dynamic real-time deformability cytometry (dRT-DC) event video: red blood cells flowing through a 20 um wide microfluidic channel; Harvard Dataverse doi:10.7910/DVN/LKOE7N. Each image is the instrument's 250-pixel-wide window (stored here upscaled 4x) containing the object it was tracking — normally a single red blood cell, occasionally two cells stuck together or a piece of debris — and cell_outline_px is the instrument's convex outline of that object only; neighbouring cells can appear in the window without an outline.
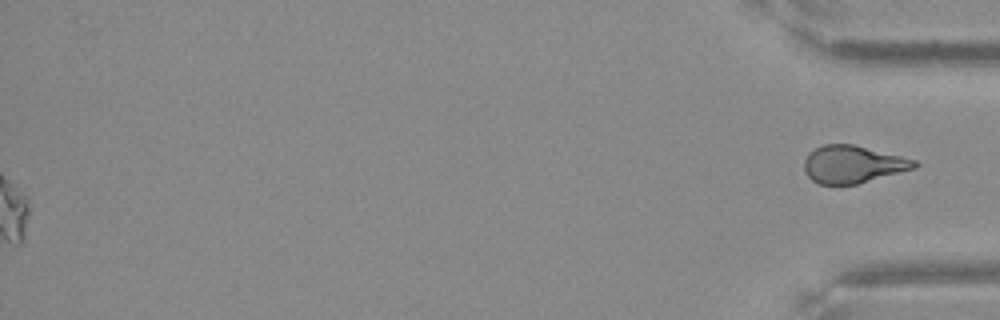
{"species": "Egyptian fruit bat (a non-hibernating species)", "species_latin": "Rousettus aegyptiacus", "temperature_condition": "warm", "stored_images_in_passage": 53, "segment_of_instrument_passage": [2, 2], "camera_frame_rate_fps": 3000, "um_per_image_px": 0.085, "frame": {"image": 1, "passage_image": 53, "time_ms": 17.333, "image_size_px": [1000, 320], "cell_outline_px": [[920, 164], [916, 168], [856, 184], [820, 184], [812, 180], [804, 172], [804, 160], [808, 152], [824, 144], [852, 144], [916, 160]], "centroid_in_image_um": [72.47, 13.96], "position_along_channel_um": 362.7, "area_um2": 23.93}}